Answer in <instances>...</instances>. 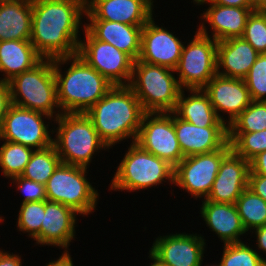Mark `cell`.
Here are the masks:
<instances>
[{"instance_id":"obj_1","label":"cell","mask_w":266,"mask_h":266,"mask_svg":"<svg viewBox=\"0 0 266 266\" xmlns=\"http://www.w3.org/2000/svg\"><path fill=\"white\" fill-rule=\"evenodd\" d=\"M85 13L84 0H32L30 42L37 53L43 59L78 54Z\"/></svg>"},{"instance_id":"obj_2","label":"cell","mask_w":266,"mask_h":266,"mask_svg":"<svg viewBox=\"0 0 266 266\" xmlns=\"http://www.w3.org/2000/svg\"><path fill=\"white\" fill-rule=\"evenodd\" d=\"M85 114L110 149L123 140L136 141L145 112L128 85H115Z\"/></svg>"},{"instance_id":"obj_3","label":"cell","mask_w":266,"mask_h":266,"mask_svg":"<svg viewBox=\"0 0 266 266\" xmlns=\"http://www.w3.org/2000/svg\"><path fill=\"white\" fill-rule=\"evenodd\" d=\"M53 67L62 113H85L114 86L78 54L53 59Z\"/></svg>"},{"instance_id":"obj_4","label":"cell","mask_w":266,"mask_h":266,"mask_svg":"<svg viewBox=\"0 0 266 266\" xmlns=\"http://www.w3.org/2000/svg\"><path fill=\"white\" fill-rule=\"evenodd\" d=\"M54 123L53 145L61 163L89 168L97 153L109 150L85 113H62Z\"/></svg>"},{"instance_id":"obj_5","label":"cell","mask_w":266,"mask_h":266,"mask_svg":"<svg viewBox=\"0 0 266 266\" xmlns=\"http://www.w3.org/2000/svg\"><path fill=\"white\" fill-rule=\"evenodd\" d=\"M128 150L116 167L109 190L137 192L163 183L174 184V167L167 161L130 142Z\"/></svg>"},{"instance_id":"obj_6","label":"cell","mask_w":266,"mask_h":266,"mask_svg":"<svg viewBox=\"0 0 266 266\" xmlns=\"http://www.w3.org/2000/svg\"><path fill=\"white\" fill-rule=\"evenodd\" d=\"M11 103L56 119L60 114L53 59H42L32 69L8 81Z\"/></svg>"},{"instance_id":"obj_7","label":"cell","mask_w":266,"mask_h":266,"mask_svg":"<svg viewBox=\"0 0 266 266\" xmlns=\"http://www.w3.org/2000/svg\"><path fill=\"white\" fill-rule=\"evenodd\" d=\"M175 70L134 61L129 87L145 113L173 112L182 88Z\"/></svg>"},{"instance_id":"obj_8","label":"cell","mask_w":266,"mask_h":266,"mask_svg":"<svg viewBox=\"0 0 266 266\" xmlns=\"http://www.w3.org/2000/svg\"><path fill=\"white\" fill-rule=\"evenodd\" d=\"M89 169L60 163L45 184L47 201L61 203L79 215L94 213L99 192L87 179Z\"/></svg>"},{"instance_id":"obj_9","label":"cell","mask_w":266,"mask_h":266,"mask_svg":"<svg viewBox=\"0 0 266 266\" xmlns=\"http://www.w3.org/2000/svg\"><path fill=\"white\" fill-rule=\"evenodd\" d=\"M183 46L175 74L182 89H203L217 74L218 41L198 30Z\"/></svg>"},{"instance_id":"obj_10","label":"cell","mask_w":266,"mask_h":266,"mask_svg":"<svg viewBox=\"0 0 266 266\" xmlns=\"http://www.w3.org/2000/svg\"><path fill=\"white\" fill-rule=\"evenodd\" d=\"M52 121L51 116L11 104L0 129V140L34 150L47 148L53 144V129H49Z\"/></svg>"},{"instance_id":"obj_11","label":"cell","mask_w":266,"mask_h":266,"mask_svg":"<svg viewBox=\"0 0 266 266\" xmlns=\"http://www.w3.org/2000/svg\"><path fill=\"white\" fill-rule=\"evenodd\" d=\"M232 150L227 142L221 149L184 157L174 167V186L185 190L194 199H206L219 171L222 159Z\"/></svg>"},{"instance_id":"obj_12","label":"cell","mask_w":266,"mask_h":266,"mask_svg":"<svg viewBox=\"0 0 266 266\" xmlns=\"http://www.w3.org/2000/svg\"><path fill=\"white\" fill-rule=\"evenodd\" d=\"M78 55L115 85H129L134 60L110 43L95 39L85 28Z\"/></svg>"},{"instance_id":"obj_13","label":"cell","mask_w":266,"mask_h":266,"mask_svg":"<svg viewBox=\"0 0 266 266\" xmlns=\"http://www.w3.org/2000/svg\"><path fill=\"white\" fill-rule=\"evenodd\" d=\"M135 142L173 167L184 158L174 129L173 112L145 113Z\"/></svg>"},{"instance_id":"obj_14","label":"cell","mask_w":266,"mask_h":266,"mask_svg":"<svg viewBox=\"0 0 266 266\" xmlns=\"http://www.w3.org/2000/svg\"><path fill=\"white\" fill-rule=\"evenodd\" d=\"M206 239L197 233H174L156 237L149 252L166 266H199Z\"/></svg>"},{"instance_id":"obj_15","label":"cell","mask_w":266,"mask_h":266,"mask_svg":"<svg viewBox=\"0 0 266 266\" xmlns=\"http://www.w3.org/2000/svg\"><path fill=\"white\" fill-rule=\"evenodd\" d=\"M154 16L142 27L141 50L138 60L175 70L184 42L173 32L156 24Z\"/></svg>"},{"instance_id":"obj_16","label":"cell","mask_w":266,"mask_h":266,"mask_svg":"<svg viewBox=\"0 0 266 266\" xmlns=\"http://www.w3.org/2000/svg\"><path fill=\"white\" fill-rule=\"evenodd\" d=\"M203 91L209 97L219 119L227 126L252 102L246 82L240 78L216 74ZM224 113H227L228 118Z\"/></svg>"},{"instance_id":"obj_17","label":"cell","mask_w":266,"mask_h":266,"mask_svg":"<svg viewBox=\"0 0 266 266\" xmlns=\"http://www.w3.org/2000/svg\"><path fill=\"white\" fill-rule=\"evenodd\" d=\"M250 162L231 150L221 161L207 200L215 203L235 204L248 187Z\"/></svg>"},{"instance_id":"obj_18","label":"cell","mask_w":266,"mask_h":266,"mask_svg":"<svg viewBox=\"0 0 266 266\" xmlns=\"http://www.w3.org/2000/svg\"><path fill=\"white\" fill-rule=\"evenodd\" d=\"M209 7L200 13L201 21L198 30L202 35L211 37L216 41H224L231 38H238L243 35L249 15L254 11V7H234L222 6L208 3ZM209 23L211 35L208 33Z\"/></svg>"},{"instance_id":"obj_19","label":"cell","mask_w":266,"mask_h":266,"mask_svg":"<svg viewBox=\"0 0 266 266\" xmlns=\"http://www.w3.org/2000/svg\"><path fill=\"white\" fill-rule=\"evenodd\" d=\"M153 9L146 0H87L85 16L87 20L144 26L153 17Z\"/></svg>"},{"instance_id":"obj_20","label":"cell","mask_w":266,"mask_h":266,"mask_svg":"<svg viewBox=\"0 0 266 266\" xmlns=\"http://www.w3.org/2000/svg\"><path fill=\"white\" fill-rule=\"evenodd\" d=\"M73 209L45 200V214L41 223V245L56 246L68 252L76 235L77 216Z\"/></svg>"},{"instance_id":"obj_21","label":"cell","mask_w":266,"mask_h":266,"mask_svg":"<svg viewBox=\"0 0 266 266\" xmlns=\"http://www.w3.org/2000/svg\"><path fill=\"white\" fill-rule=\"evenodd\" d=\"M174 129L184 157L219 150L228 142V127H199L175 114Z\"/></svg>"},{"instance_id":"obj_22","label":"cell","mask_w":266,"mask_h":266,"mask_svg":"<svg viewBox=\"0 0 266 266\" xmlns=\"http://www.w3.org/2000/svg\"><path fill=\"white\" fill-rule=\"evenodd\" d=\"M199 214L210 231L224 244L242 242L240 237L247 234L236 204L215 203L204 199Z\"/></svg>"},{"instance_id":"obj_23","label":"cell","mask_w":266,"mask_h":266,"mask_svg":"<svg viewBox=\"0 0 266 266\" xmlns=\"http://www.w3.org/2000/svg\"><path fill=\"white\" fill-rule=\"evenodd\" d=\"M85 29L97 40L110 43L138 60L141 50L142 27L105 20H86ZM89 22V23H88Z\"/></svg>"},{"instance_id":"obj_24","label":"cell","mask_w":266,"mask_h":266,"mask_svg":"<svg viewBox=\"0 0 266 266\" xmlns=\"http://www.w3.org/2000/svg\"><path fill=\"white\" fill-rule=\"evenodd\" d=\"M259 53L242 37L217 43V74L244 79Z\"/></svg>"},{"instance_id":"obj_25","label":"cell","mask_w":266,"mask_h":266,"mask_svg":"<svg viewBox=\"0 0 266 266\" xmlns=\"http://www.w3.org/2000/svg\"><path fill=\"white\" fill-rule=\"evenodd\" d=\"M185 91L188 94L187 96ZM173 113L199 127H227L217 116L203 89H182Z\"/></svg>"},{"instance_id":"obj_26","label":"cell","mask_w":266,"mask_h":266,"mask_svg":"<svg viewBox=\"0 0 266 266\" xmlns=\"http://www.w3.org/2000/svg\"><path fill=\"white\" fill-rule=\"evenodd\" d=\"M32 0H0V41L30 40Z\"/></svg>"},{"instance_id":"obj_27","label":"cell","mask_w":266,"mask_h":266,"mask_svg":"<svg viewBox=\"0 0 266 266\" xmlns=\"http://www.w3.org/2000/svg\"><path fill=\"white\" fill-rule=\"evenodd\" d=\"M43 58L30 40L0 41V81H10L24 71L32 69Z\"/></svg>"},{"instance_id":"obj_28","label":"cell","mask_w":266,"mask_h":266,"mask_svg":"<svg viewBox=\"0 0 266 266\" xmlns=\"http://www.w3.org/2000/svg\"><path fill=\"white\" fill-rule=\"evenodd\" d=\"M60 163V157L52 144L47 148L34 150L21 176L45 185Z\"/></svg>"},{"instance_id":"obj_29","label":"cell","mask_w":266,"mask_h":266,"mask_svg":"<svg viewBox=\"0 0 266 266\" xmlns=\"http://www.w3.org/2000/svg\"><path fill=\"white\" fill-rule=\"evenodd\" d=\"M0 141L3 142L0 146V168L3 177L10 180L21 176L34 149L18 143Z\"/></svg>"},{"instance_id":"obj_30","label":"cell","mask_w":266,"mask_h":266,"mask_svg":"<svg viewBox=\"0 0 266 266\" xmlns=\"http://www.w3.org/2000/svg\"><path fill=\"white\" fill-rule=\"evenodd\" d=\"M235 204L247 233L266 225V201L248 187L242 192Z\"/></svg>"},{"instance_id":"obj_31","label":"cell","mask_w":266,"mask_h":266,"mask_svg":"<svg viewBox=\"0 0 266 266\" xmlns=\"http://www.w3.org/2000/svg\"><path fill=\"white\" fill-rule=\"evenodd\" d=\"M45 214V201L26 202L20 205L17 218V229L27 233L30 239H34V245L41 246V223Z\"/></svg>"},{"instance_id":"obj_32","label":"cell","mask_w":266,"mask_h":266,"mask_svg":"<svg viewBox=\"0 0 266 266\" xmlns=\"http://www.w3.org/2000/svg\"><path fill=\"white\" fill-rule=\"evenodd\" d=\"M227 127L228 133H251L266 130V101H252Z\"/></svg>"},{"instance_id":"obj_33","label":"cell","mask_w":266,"mask_h":266,"mask_svg":"<svg viewBox=\"0 0 266 266\" xmlns=\"http://www.w3.org/2000/svg\"><path fill=\"white\" fill-rule=\"evenodd\" d=\"M232 150L249 162L266 151V130L251 133H228Z\"/></svg>"},{"instance_id":"obj_34","label":"cell","mask_w":266,"mask_h":266,"mask_svg":"<svg viewBox=\"0 0 266 266\" xmlns=\"http://www.w3.org/2000/svg\"><path fill=\"white\" fill-rule=\"evenodd\" d=\"M250 245L243 241L223 244L221 266H266V262L257 253V249Z\"/></svg>"},{"instance_id":"obj_35","label":"cell","mask_w":266,"mask_h":266,"mask_svg":"<svg viewBox=\"0 0 266 266\" xmlns=\"http://www.w3.org/2000/svg\"><path fill=\"white\" fill-rule=\"evenodd\" d=\"M259 53H266V12L252 11L241 36Z\"/></svg>"},{"instance_id":"obj_36","label":"cell","mask_w":266,"mask_h":266,"mask_svg":"<svg viewBox=\"0 0 266 266\" xmlns=\"http://www.w3.org/2000/svg\"><path fill=\"white\" fill-rule=\"evenodd\" d=\"M244 80L252 101H266V53L259 54Z\"/></svg>"},{"instance_id":"obj_37","label":"cell","mask_w":266,"mask_h":266,"mask_svg":"<svg viewBox=\"0 0 266 266\" xmlns=\"http://www.w3.org/2000/svg\"><path fill=\"white\" fill-rule=\"evenodd\" d=\"M9 181H12L10 182L11 186H14L12 183L15 184L16 191H20L24 196L20 204L47 200L44 184L26 179L22 176L14 177Z\"/></svg>"},{"instance_id":"obj_38","label":"cell","mask_w":266,"mask_h":266,"mask_svg":"<svg viewBox=\"0 0 266 266\" xmlns=\"http://www.w3.org/2000/svg\"><path fill=\"white\" fill-rule=\"evenodd\" d=\"M11 104L9 84L6 81H0V129Z\"/></svg>"},{"instance_id":"obj_39","label":"cell","mask_w":266,"mask_h":266,"mask_svg":"<svg viewBox=\"0 0 266 266\" xmlns=\"http://www.w3.org/2000/svg\"><path fill=\"white\" fill-rule=\"evenodd\" d=\"M248 188L266 201V176L248 175Z\"/></svg>"},{"instance_id":"obj_40","label":"cell","mask_w":266,"mask_h":266,"mask_svg":"<svg viewBox=\"0 0 266 266\" xmlns=\"http://www.w3.org/2000/svg\"><path fill=\"white\" fill-rule=\"evenodd\" d=\"M249 175L266 176V151L259 153L250 161Z\"/></svg>"},{"instance_id":"obj_41","label":"cell","mask_w":266,"mask_h":266,"mask_svg":"<svg viewBox=\"0 0 266 266\" xmlns=\"http://www.w3.org/2000/svg\"><path fill=\"white\" fill-rule=\"evenodd\" d=\"M252 235L254 234L255 237L256 236V248L259 250L257 251V253L261 256V258L266 262V257H263V254L265 253L266 256V225L257 227L255 229H253L250 232ZM263 253V254H260Z\"/></svg>"},{"instance_id":"obj_42","label":"cell","mask_w":266,"mask_h":266,"mask_svg":"<svg viewBox=\"0 0 266 266\" xmlns=\"http://www.w3.org/2000/svg\"><path fill=\"white\" fill-rule=\"evenodd\" d=\"M21 255L0 249V266H22Z\"/></svg>"},{"instance_id":"obj_43","label":"cell","mask_w":266,"mask_h":266,"mask_svg":"<svg viewBox=\"0 0 266 266\" xmlns=\"http://www.w3.org/2000/svg\"><path fill=\"white\" fill-rule=\"evenodd\" d=\"M69 253V251H63L62 255L59 256L58 259L56 258V261L53 259L44 266H74L73 259Z\"/></svg>"},{"instance_id":"obj_44","label":"cell","mask_w":266,"mask_h":266,"mask_svg":"<svg viewBox=\"0 0 266 266\" xmlns=\"http://www.w3.org/2000/svg\"><path fill=\"white\" fill-rule=\"evenodd\" d=\"M211 3L222 6L254 7L248 0H213Z\"/></svg>"},{"instance_id":"obj_45","label":"cell","mask_w":266,"mask_h":266,"mask_svg":"<svg viewBox=\"0 0 266 266\" xmlns=\"http://www.w3.org/2000/svg\"><path fill=\"white\" fill-rule=\"evenodd\" d=\"M254 10L258 12H266V0H260L255 6Z\"/></svg>"},{"instance_id":"obj_46","label":"cell","mask_w":266,"mask_h":266,"mask_svg":"<svg viewBox=\"0 0 266 266\" xmlns=\"http://www.w3.org/2000/svg\"><path fill=\"white\" fill-rule=\"evenodd\" d=\"M149 254V259L150 261L152 260L151 264L149 263L148 266H166L164 264H162L158 259H156L150 252L148 253Z\"/></svg>"},{"instance_id":"obj_47","label":"cell","mask_w":266,"mask_h":266,"mask_svg":"<svg viewBox=\"0 0 266 266\" xmlns=\"http://www.w3.org/2000/svg\"><path fill=\"white\" fill-rule=\"evenodd\" d=\"M194 5L196 4L197 6L199 5H206L209 2H212L213 0H192Z\"/></svg>"},{"instance_id":"obj_48","label":"cell","mask_w":266,"mask_h":266,"mask_svg":"<svg viewBox=\"0 0 266 266\" xmlns=\"http://www.w3.org/2000/svg\"><path fill=\"white\" fill-rule=\"evenodd\" d=\"M203 264H204V263H203V261H202V262L200 263L199 266H203ZM204 266H221V264H220V263H218V264L215 263V264H210V265H209V264H206V265H204Z\"/></svg>"},{"instance_id":"obj_49","label":"cell","mask_w":266,"mask_h":266,"mask_svg":"<svg viewBox=\"0 0 266 266\" xmlns=\"http://www.w3.org/2000/svg\"><path fill=\"white\" fill-rule=\"evenodd\" d=\"M253 6H255L260 0H248Z\"/></svg>"},{"instance_id":"obj_50","label":"cell","mask_w":266,"mask_h":266,"mask_svg":"<svg viewBox=\"0 0 266 266\" xmlns=\"http://www.w3.org/2000/svg\"><path fill=\"white\" fill-rule=\"evenodd\" d=\"M146 1H148L154 7V4H153L155 3L154 0H146Z\"/></svg>"},{"instance_id":"obj_51","label":"cell","mask_w":266,"mask_h":266,"mask_svg":"<svg viewBox=\"0 0 266 266\" xmlns=\"http://www.w3.org/2000/svg\"><path fill=\"white\" fill-rule=\"evenodd\" d=\"M3 217L0 215V223H2L3 222Z\"/></svg>"}]
</instances>
